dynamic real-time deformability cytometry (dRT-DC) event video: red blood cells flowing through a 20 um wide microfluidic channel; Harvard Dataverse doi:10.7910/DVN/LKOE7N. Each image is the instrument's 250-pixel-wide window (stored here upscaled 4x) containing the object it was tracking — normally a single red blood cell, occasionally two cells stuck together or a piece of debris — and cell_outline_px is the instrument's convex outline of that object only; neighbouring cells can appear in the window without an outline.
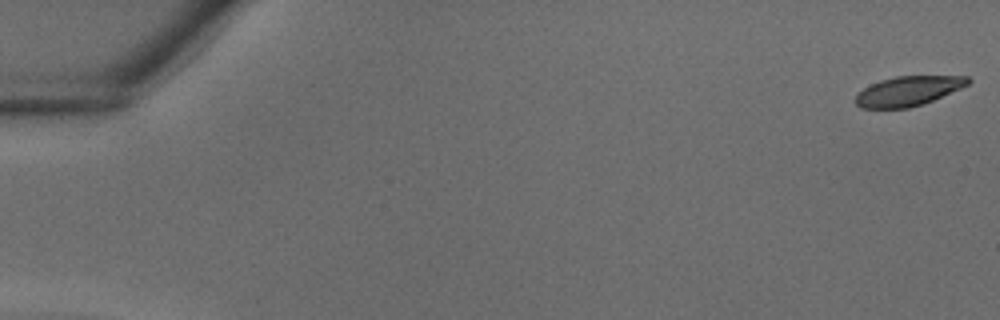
{"species": "common noctule bat (a hibernating species)", "species_latin": "Nyctalus noctula", "temperature_condition": "warm", "stored_images_in_passage": 7, "camera_frame_rate_fps": 3000, "um_per_image_px": 0.085, "animal": {"sex": "male", "body_mass_g": 18.8}, "frame": {"image": 1, "passage_image": 1, "time_ms": 0.0, "image_size_px": [1000, 320], "cell_outline_px": [[972, 80], [968, 84], [960, 88], [932, 100], [908, 108], [860, 108], [856, 104], [856, 96], [864, 88], [880, 80], [896, 76], [968, 76]], "centroid_in_image_um": [77.19, 7.73], "position_along_channel_um": 7.8, "area_um2": 19.07}}